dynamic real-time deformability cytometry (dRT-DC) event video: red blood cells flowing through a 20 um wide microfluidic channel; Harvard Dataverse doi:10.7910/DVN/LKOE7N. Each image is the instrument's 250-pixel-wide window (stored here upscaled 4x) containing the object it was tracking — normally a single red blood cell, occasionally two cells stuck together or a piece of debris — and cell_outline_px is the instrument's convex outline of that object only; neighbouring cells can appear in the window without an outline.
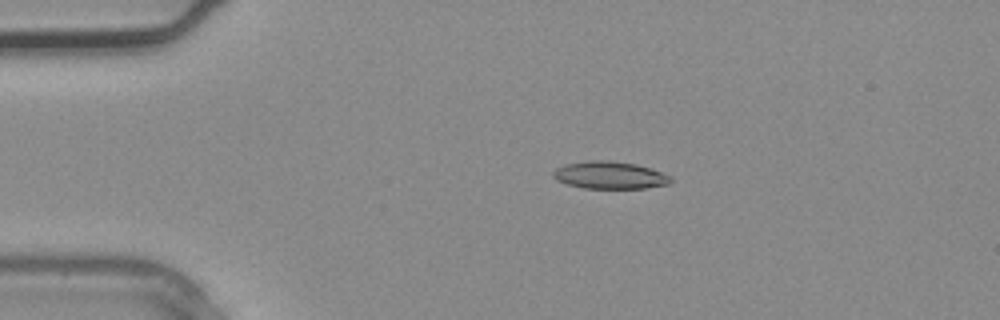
{"species": "common noctule bat (a hibernating species)", "species_latin": "Nyctalus noctula", "temperature_condition": "warm", "stored_images_in_passage": 3, "camera_frame_rate_fps": 3000, "um_per_image_px": 0.085, "animal": {"sex": "male", "body_mass_g": 20.4}, "frame": {"image": 1, "passage_image": 2, "time_ms": 0.333, "image_size_px": [1000, 320], "cell_outline_px": [[672, 180], [668, 184], [644, 188], [584, 188], [568, 184], [556, 180], [552, 176], [552, 172], [556, 168], [564, 164], [588, 160], [608, 160], [636, 164], [652, 168], [668, 176]], "centroid_in_image_um": [51.78, 14.88], "position_along_channel_um": 33.2, "area_um2": 18.73}}